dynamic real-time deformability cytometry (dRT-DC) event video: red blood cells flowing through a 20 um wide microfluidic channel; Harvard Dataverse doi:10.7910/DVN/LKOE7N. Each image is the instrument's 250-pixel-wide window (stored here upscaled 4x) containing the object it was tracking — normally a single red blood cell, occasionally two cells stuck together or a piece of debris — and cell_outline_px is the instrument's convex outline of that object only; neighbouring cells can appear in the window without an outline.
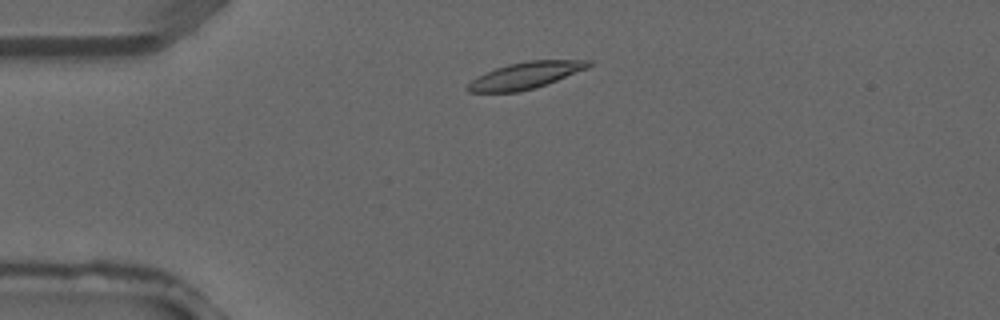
{"species": "common noctule bat (a hibernating species)", "species_latin": "Nyctalus noctula", "temperature_condition": "warm", "stored_images_in_passage": 3, "camera_frame_rate_fps": 3000, "um_per_image_px": 0.085, "animal": {"sex": "male", "forearm_length_mm": 52.5}, "frame": {"image": 1, "passage_image": 2, "time_ms": 0.333, "image_size_px": [1000, 320], "cell_outline_px": [[592, 64], [588, 68], [536, 88], [520, 92], [468, 92], [464, 88], [472, 80], [496, 68], [508, 64], [528, 60], [592, 60]], "centroid_in_image_um": [44.69, 6.41], "position_along_channel_um": 40.3, "area_um2": 18.67}}